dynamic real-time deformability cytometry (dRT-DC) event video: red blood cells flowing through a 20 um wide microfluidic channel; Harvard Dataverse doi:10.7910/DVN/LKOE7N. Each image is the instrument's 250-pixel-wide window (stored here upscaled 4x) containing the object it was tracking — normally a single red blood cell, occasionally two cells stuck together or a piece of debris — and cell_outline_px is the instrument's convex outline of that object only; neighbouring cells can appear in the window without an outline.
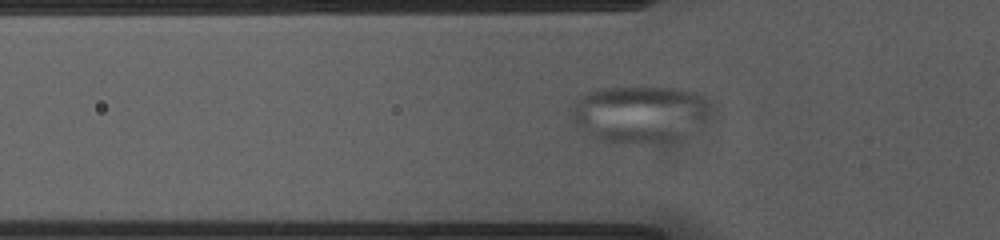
{"species": "common noctule bat (a hibernating species)", "species_latin": "Nyctalus noctula", "temperature_condition": "cold", "stored_images_in_passage": 34, "camera_frame_rate_fps": 3000, "um_per_image_px": 0.085, "animal": {"sex": "female", "body_mass_g": 23.0, "forearm_length_mm": 53.4}, "frame": {"image": 1, "passage_image": 2, "time_ms": 0.333, "image_size_px": [1000, 240], "cell_outline_px": [[704, 108], [680, 136], [676, 140], [644, 144], [624, 144], [592, 140], [576, 128], [572, 116], [572, 108], [580, 96], [588, 92], [604, 88], [676, 88], [688, 92], [696, 96], [704, 104]], "centroid_in_image_um": [54.03, 9.73], "position_along_channel_um": 71.8, "area_um2": 44.1}}
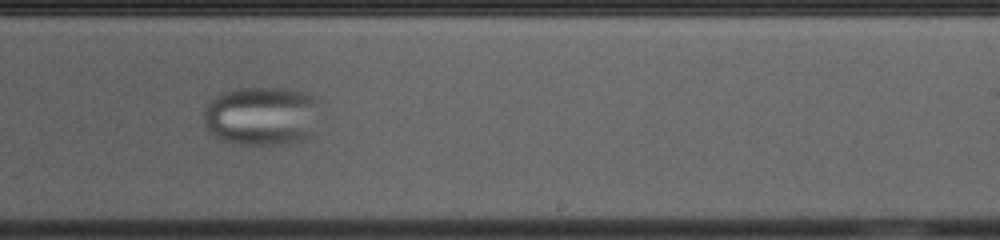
{"frame": {"image": 2, "passage_image": 18, "time_ms": 5.667, "image_size_px": [1000, 240], "cell_outline_px": [[320, 100], [312, 136], [308, 140], [292, 144], [232, 144], [220, 140], [204, 124], [204, 112], [208, 104], [216, 96], [224, 92], [236, 88], [284, 88], [304, 92], [316, 96]], "centroid_in_image_um": [22.3, 9.86], "position_along_channel_um": 266.7, "area_um2": 40.58}}
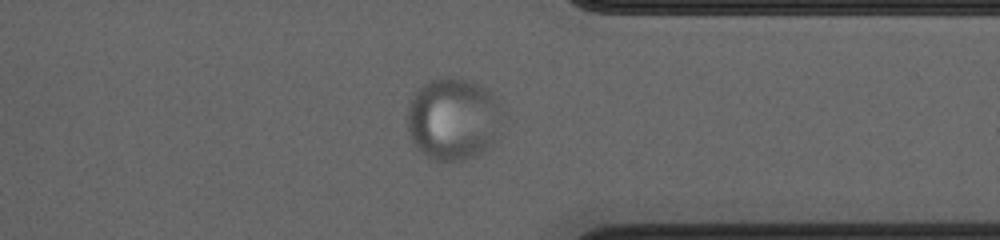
{"frame": {"image": 3, "passage_image": 27, "time_ms": 8.667, "image_size_px": [1000, 240], "cell_outline_px": [[508, 116], [488, 148], [476, 156], [460, 160], [432, 160], [424, 156], [412, 140], [408, 128], [408, 108], [416, 92], [428, 80], [444, 76], [448, 76], [468, 80], [484, 88], [500, 104]], "centroid_in_image_um": [38.57, 10.11], "position_along_channel_um": 372.8, "area_um2": 45.84}}